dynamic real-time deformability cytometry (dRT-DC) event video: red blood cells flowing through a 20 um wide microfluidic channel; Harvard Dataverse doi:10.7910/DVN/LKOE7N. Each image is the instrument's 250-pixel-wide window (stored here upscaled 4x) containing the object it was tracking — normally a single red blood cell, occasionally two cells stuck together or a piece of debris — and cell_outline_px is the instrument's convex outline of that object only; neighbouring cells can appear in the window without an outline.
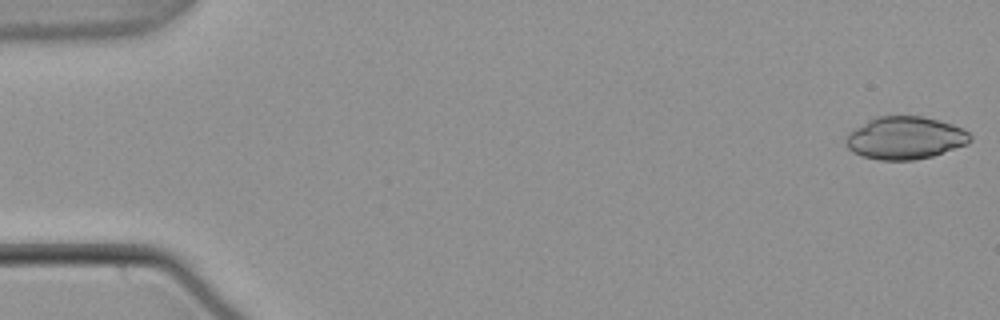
{"species": "common noctule bat (a hibernating species)", "species_latin": "Nyctalus noctula", "temperature_condition": "warm", "stored_images_in_passage": 11, "camera_frame_rate_fps": 3000, "um_per_image_px": 0.085, "animal": {"sex": "male", "body_mass_g": 21.5, "forearm_length_mm": 52.0}, "frame": {"image": 1, "passage_image": 1, "time_ms": 0.0, "image_size_px": [1000, 320], "cell_outline_px": [[972, 140], [968, 144], [932, 156], [912, 160], [880, 160], [860, 156], [852, 152], [848, 148], [844, 140], [844, 136], [848, 132], [868, 120], [876, 116], [924, 116], [940, 120], [964, 128], [972, 136]], "centroid_in_image_um": [76.92, 11.72], "position_along_channel_um": 8.1, "area_um2": 31.27}}